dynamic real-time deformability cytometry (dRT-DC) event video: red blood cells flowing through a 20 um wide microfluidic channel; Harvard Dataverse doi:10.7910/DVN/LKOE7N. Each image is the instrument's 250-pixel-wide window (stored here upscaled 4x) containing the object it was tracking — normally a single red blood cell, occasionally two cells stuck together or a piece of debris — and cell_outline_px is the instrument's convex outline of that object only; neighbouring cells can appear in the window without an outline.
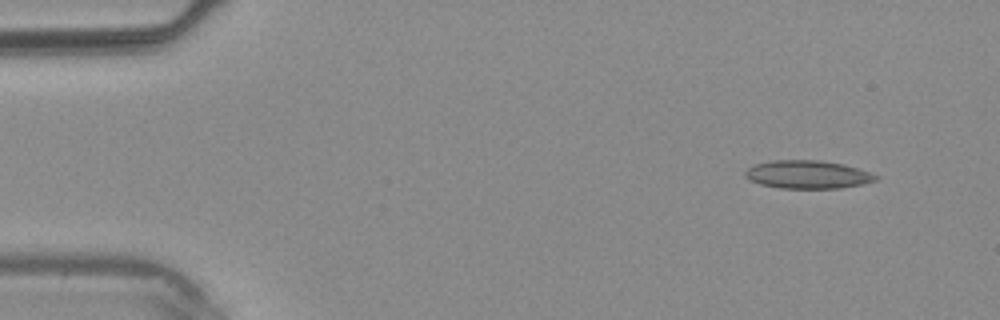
{"species": "common noctule bat (a hibernating species)", "species_latin": "Nyctalus noctula", "temperature_condition": "warm", "stored_images_in_passage": 36, "camera_frame_rate_fps": 3000, "um_per_image_px": 0.085, "animal": {"sex": "male", "body_mass_g": 20.4}, "frame": {"image": 1, "passage_image": 1, "time_ms": 0.0, "image_size_px": [1000, 320], "cell_outline_px": [[880, 180], [840, 188], [780, 188], [760, 184], [744, 176], [744, 172], [748, 168], [756, 164], [772, 160], [820, 160], [844, 164], [880, 176]], "centroid_in_image_um": [68.66, 14.83], "position_along_channel_um": 16.3, "area_um2": 21.33}}
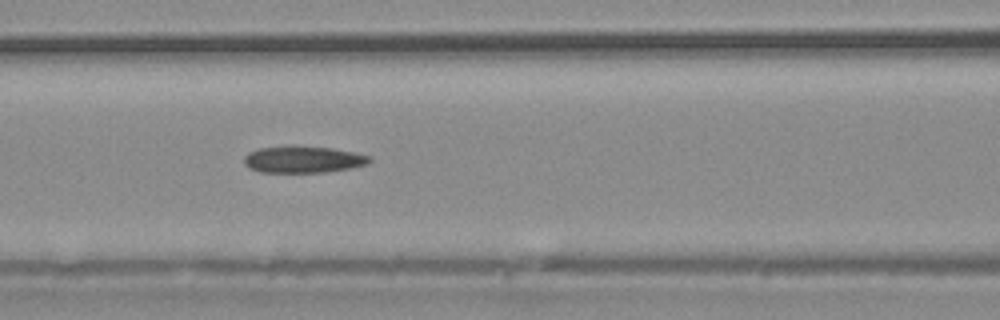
{"frame": {"image": 2, "passage_image": 14, "time_ms": 4.333, "image_size_px": [1000, 320], "cell_outline_px": [[372, 160], [368, 164], [352, 168], [324, 172], [260, 172], [248, 168], [244, 164], [244, 156], [248, 152], [260, 148], [288, 144], [292, 144], [332, 148], [372, 156]], "centroid_in_image_um": [25.75, 13.53], "position_along_channel_um": 140.9, "area_um2": 20.06}}
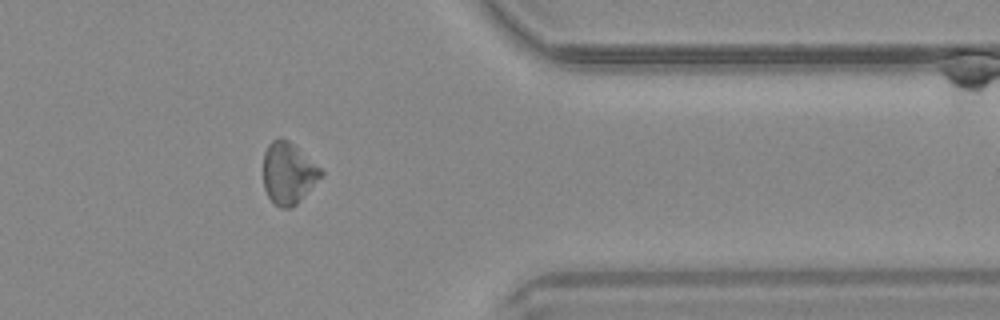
{"frame": {"image": 3, "passage_image": 29, "time_ms": 9.333, "image_size_px": [1000, 320], "cell_outline_px": [[324, 172], [296, 204], [292, 208], [280, 208], [268, 196], [264, 188], [264, 152], [268, 144], [272, 140], [280, 136], [288, 140], [320, 168]], "centroid_in_image_um": [24.47, 14.7], "position_along_channel_um": 386.9, "area_um2": 20.23}}